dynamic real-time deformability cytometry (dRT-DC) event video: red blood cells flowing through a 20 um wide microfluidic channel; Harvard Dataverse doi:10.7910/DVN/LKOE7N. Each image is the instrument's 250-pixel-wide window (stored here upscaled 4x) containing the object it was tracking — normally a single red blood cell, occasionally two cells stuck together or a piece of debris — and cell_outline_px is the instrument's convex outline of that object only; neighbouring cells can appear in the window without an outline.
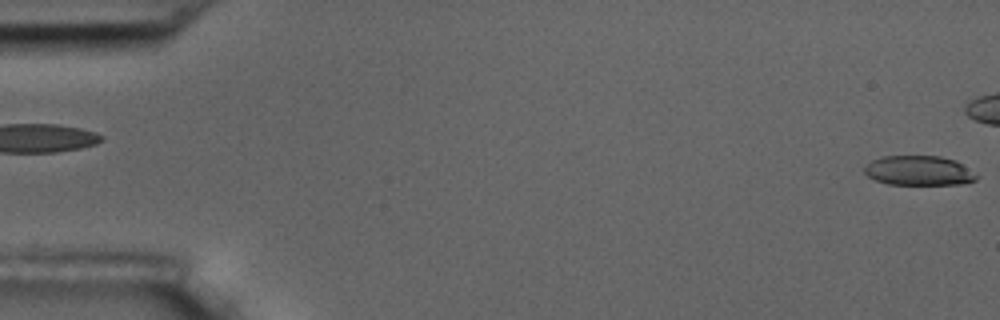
{"species": "common noctule bat (a hibernating species)", "species_latin": "Nyctalus noctula", "temperature_condition": "room temperature", "stored_images_in_passage": 6, "segment_of_instrument_passage": [2, 2], "camera_frame_rate_fps": 3000, "um_per_image_px": 0.085, "animal": {"sex": "male", "body_mass_g": 17.5, "forearm_length_mm": 52.3}, "frame": {"image": 1, "passage_image": 6, "time_ms": 6.0, "image_size_px": [1000, 320], "cell_outline_px": [[980, 176], [976, 180], [964, 184], [888, 184], [876, 180], [868, 176], [864, 172], [864, 168], [872, 160], [880, 156], [940, 156], [956, 160]], "centroid_in_image_um": [78.13, 14.5], "position_along_channel_um": 6.9, "area_um2": 19.42}}